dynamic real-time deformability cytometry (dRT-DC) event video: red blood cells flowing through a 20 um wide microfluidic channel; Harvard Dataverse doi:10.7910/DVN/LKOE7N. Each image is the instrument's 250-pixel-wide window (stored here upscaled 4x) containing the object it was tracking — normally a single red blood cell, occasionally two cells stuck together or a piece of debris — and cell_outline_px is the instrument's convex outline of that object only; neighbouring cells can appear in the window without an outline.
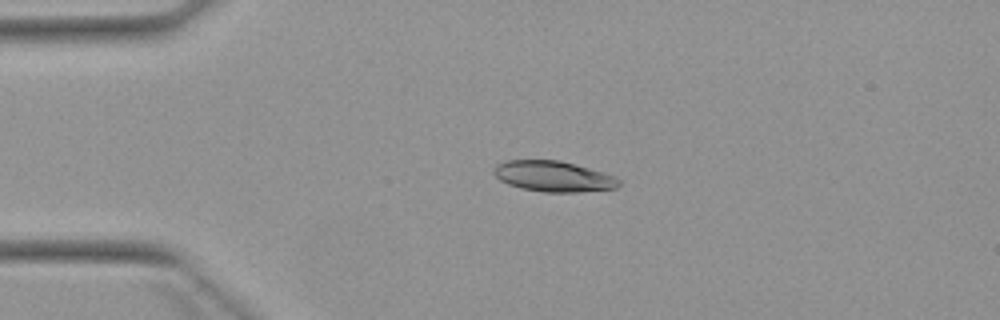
{"species": "Egyptian fruit bat (a non-hibernating species)", "species_latin": "Rousettus aegyptiacus", "temperature_condition": "warm", "stored_images_in_passage": 4, "camera_frame_rate_fps": 3000, "um_per_image_px": 0.085, "animal": {"sex": "female"}, "frame": {"image": 1, "passage_image": 2, "time_ms": 1.333, "image_size_px": [1000, 320], "cell_outline_px": [[620, 184], [616, 188], [576, 192], [544, 192], [520, 188], [508, 184], [500, 180], [492, 172], [492, 168], [496, 164], [504, 160], [560, 160], [604, 172], [616, 176], [620, 180]], "centroid_in_image_um": [47.02, 14.98], "position_along_channel_um": 38.0, "area_um2": 22.54}}
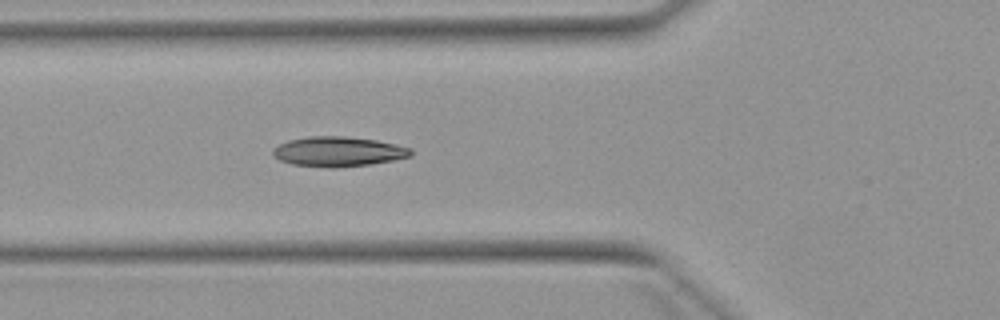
{"frame": {"image": 2, "passage_image": 4, "time_ms": 3.667, "image_size_px": [1000, 320], "cell_outline_px": [[412, 156], [392, 160], [368, 164], [336, 168], [332, 168], [292, 164], [280, 160], [272, 152], [272, 148], [288, 140], [308, 136], [344, 136], [376, 140], [396, 144], [412, 148]], "centroid_in_image_um": [28.75, 12.88], "position_along_channel_um": 97.0, "area_um2": 23.93}}